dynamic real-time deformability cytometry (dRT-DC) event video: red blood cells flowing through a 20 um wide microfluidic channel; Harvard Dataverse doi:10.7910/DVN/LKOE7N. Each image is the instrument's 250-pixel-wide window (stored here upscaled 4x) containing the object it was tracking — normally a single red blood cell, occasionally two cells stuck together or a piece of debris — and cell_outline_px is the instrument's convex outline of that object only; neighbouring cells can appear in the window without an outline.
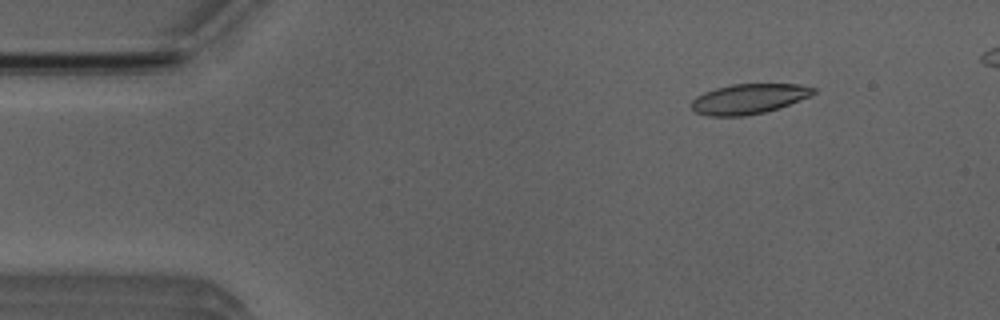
{"species": "Egyptian fruit bat (a non-hibernating species)", "species_latin": "Rousettus aegyptiacus", "temperature_condition": "room temperature", "stored_images_in_passage": 6, "camera_frame_rate_fps": 3000, "um_per_image_px": 0.085, "animal": {"sex": "male"}, "frame": {"image": 1, "passage_image": 2, "time_ms": 1.333, "image_size_px": [1000, 320], "cell_outline_px": [[816, 92], [808, 96], [788, 104], [764, 112], [744, 116], [708, 116], [696, 112], [692, 108], [692, 100], [696, 96], [704, 92], [716, 88], [732, 84], [800, 84], [816, 88]], "centroid_in_image_um": [63.61, 8.39], "position_along_channel_um": 21.4, "area_um2": 21.1}}